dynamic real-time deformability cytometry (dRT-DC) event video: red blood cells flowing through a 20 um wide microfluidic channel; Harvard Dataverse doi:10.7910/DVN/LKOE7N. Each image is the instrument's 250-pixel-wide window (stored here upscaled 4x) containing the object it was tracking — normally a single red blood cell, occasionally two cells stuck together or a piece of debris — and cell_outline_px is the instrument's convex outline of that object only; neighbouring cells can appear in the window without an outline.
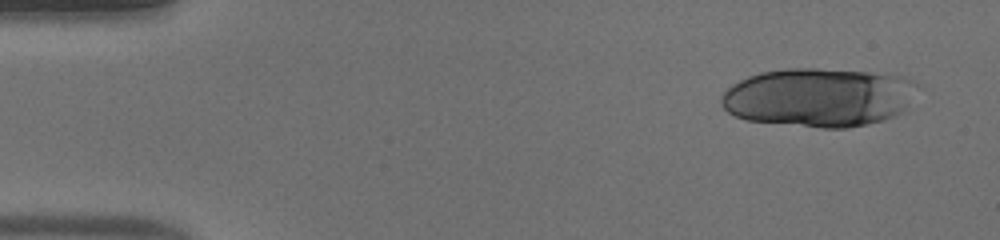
{"species": "human", "species_latin": "Homo sapiens", "temperature_condition": "warm", "stored_images_in_passage": 39, "segment_of_instrument_passage": [1, 2], "camera_frame_rate_fps": 3000, "um_per_image_px": 0.085, "donor": {"sex": "male"}, "frame": {"image": 1, "passage_image": 3, "time_ms": 0.667, "image_size_px": [1000, 240], "cell_outline_px": [[920, 84], [904, 108], [900, 112], [884, 120], [868, 124], [848, 128], [824, 128], [748, 120], [736, 116], [728, 112], [720, 104], [720, 96], [732, 84], [748, 76], [760, 72], [788, 68], [816, 68], [868, 72], [904, 76]], "centroid_in_image_um": [69.58, 8.26], "position_along_channel_um": 15.4, "area_um2": 67.16}}